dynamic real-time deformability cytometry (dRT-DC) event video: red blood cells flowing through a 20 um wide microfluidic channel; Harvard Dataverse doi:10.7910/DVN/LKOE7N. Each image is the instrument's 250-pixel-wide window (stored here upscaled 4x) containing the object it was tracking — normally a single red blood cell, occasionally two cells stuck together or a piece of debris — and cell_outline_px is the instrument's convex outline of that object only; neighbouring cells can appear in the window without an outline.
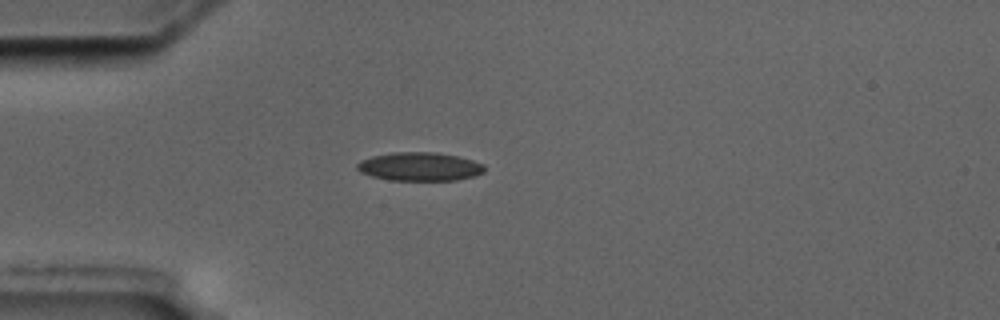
{"species": "common noctule bat (a hibernating species)", "species_latin": "Nyctalus noctula", "temperature_condition": "cold", "stored_images_in_passage": 1, "camera_frame_rate_fps": 3000, "um_per_image_px": 0.085, "animal": {"sex": "male", "body_mass_g": 17.5, "forearm_length_mm": 52.3}, "frame": {"image": 1, "passage_image": 1, "time_ms": 0.0, "image_size_px": [1000, 320], "cell_outline_px": [[484, 172], [472, 176], [456, 180], [388, 180], [372, 176], [360, 172], [356, 168], [356, 164], [360, 160], [372, 156], [392, 152], [432, 152], [456, 156], [472, 160], [484, 164]], "centroid_in_image_um": [35.63, 14.16], "position_along_channel_um": 49.4, "area_um2": 21.1}}